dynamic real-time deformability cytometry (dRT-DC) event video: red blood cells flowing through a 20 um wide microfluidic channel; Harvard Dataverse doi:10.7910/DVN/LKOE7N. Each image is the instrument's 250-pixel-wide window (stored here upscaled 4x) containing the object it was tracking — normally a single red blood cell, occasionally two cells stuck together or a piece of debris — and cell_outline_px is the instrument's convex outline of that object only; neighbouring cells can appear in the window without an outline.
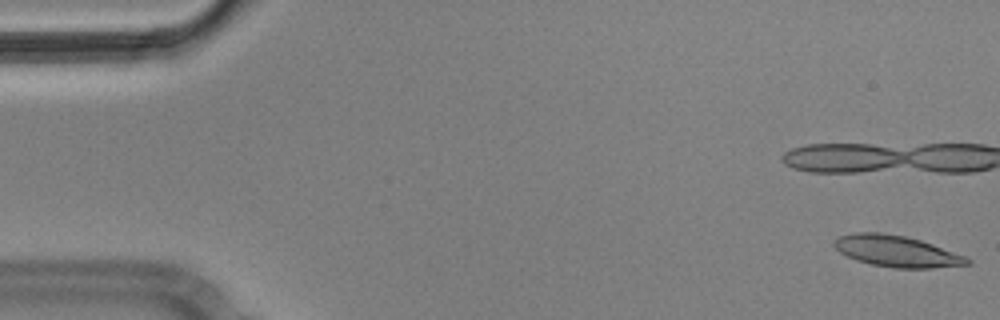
{"species": "Egyptian fruit bat (a non-hibernating species)", "species_latin": "Rousettus aegyptiacus", "temperature_condition": "cold", "stored_images_in_passage": 5, "camera_frame_rate_fps": 3000, "um_per_image_px": 0.085, "animal": {"sex": "male"}, "frame": {"image": 1, "passage_image": 1, "time_ms": 0.0, "image_size_px": [1000, 320], "cell_outline_px": [[972, 264], [932, 268], [892, 268], [872, 264], [856, 260], [840, 252], [832, 244], [832, 240], [840, 236], [856, 232], [880, 232], [904, 236], [920, 240], [932, 244], [964, 256], [972, 260]], "centroid_in_image_um": [76.2, 21.35], "position_along_channel_um": 8.8, "area_um2": 24.16}}